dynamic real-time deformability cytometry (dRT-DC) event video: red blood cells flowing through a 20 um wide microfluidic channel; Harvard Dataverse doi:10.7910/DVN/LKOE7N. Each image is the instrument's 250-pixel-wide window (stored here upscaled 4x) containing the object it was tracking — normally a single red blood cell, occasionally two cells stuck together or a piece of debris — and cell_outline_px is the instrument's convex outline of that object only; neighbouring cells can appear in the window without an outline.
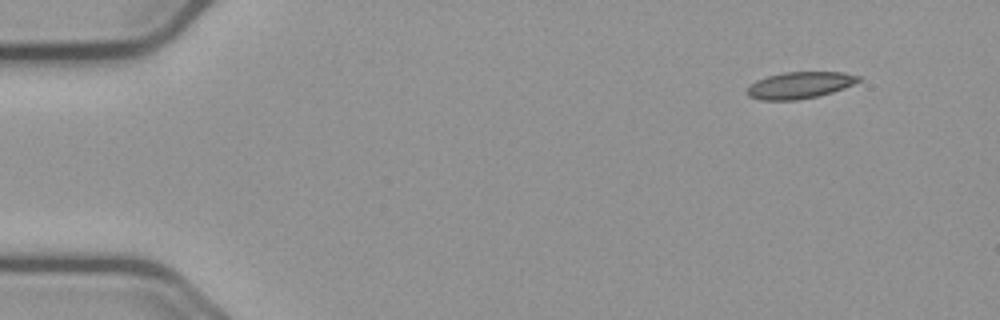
{"species": "common noctule bat (a hibernating species)", "species_latin": "Nyctalus noctula", "temperature_condition": "cold", "stored_images_in_passage": 52, "camera_frame_rate_fps": 3000, "um_per_image_px": 0.085, "animal": {"sex": "male", "body_mass_g": 23.1, "forearm_length_mm": 52.7}, "frame": {"image": 1, "passage_image": 1, "time_ms": 0.0, "image_size_px": [1000, 320], "cell_outline_px": [[860, 80], [844, 88], [832, 92], [816, 96], [796, 100], [760, 100], [748, 96], [748, 88], [756, 80], [768, 76], [784, 72], [844, 72], [860, 76]], "centroid_in_image_um": [67.98, 7.24], "position_along_channel_um": 17.0, "area_um2": 17.11}}
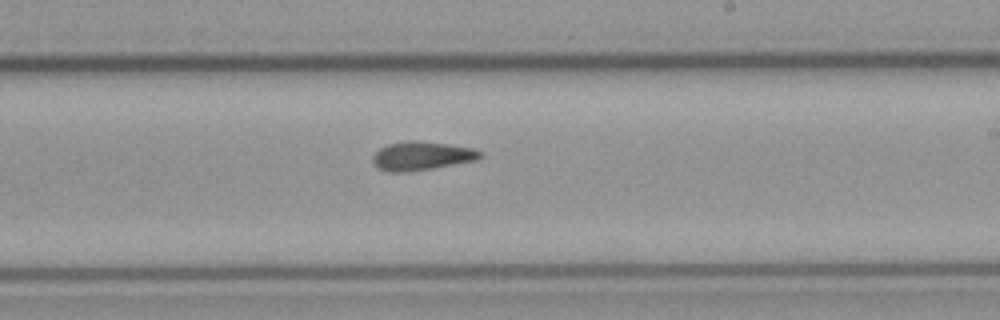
{"frame": {"image": 2, "passage_image": 29, "time_ms": 9.333, "image_size_px": [1000, 320], "cell_outline_px": [[484, 156], [476, 160], [432, 168], [408, 172], [388, 172], [376, 168], [372, 160], [372, 156], [380, 148], [388, 144], [408, 140], [416, 140], [448, 144], [472, 148], [484, 152]], "centroid_in_image_um": [35.83, 13.25], "position_along_channel_um": 253.2, "area_um2": 18.09}}
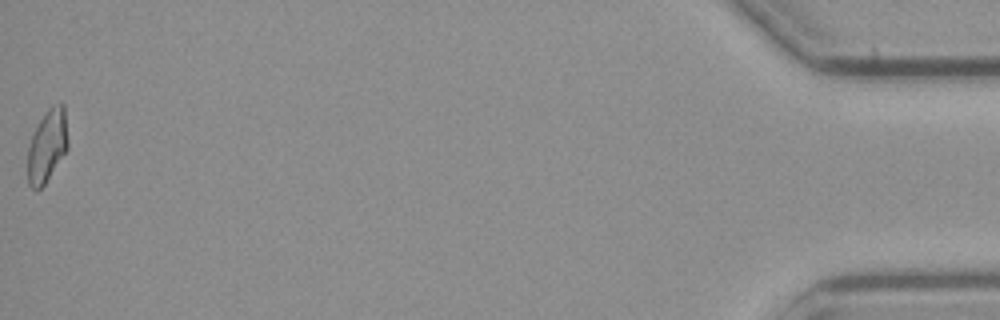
{"frame": {"image": 3, "passage_image": 52, "time_ms": 17.0, "image_size_px": [1000, 320], "cell_outline_px": [[68, 148], [44, 184], [36, 192], [28, 184], [28, 148], [32, 136], [40, 120], [48, 108], [52, 104], [64, 104], [68, 140]], "centroid_in_image_um": [4.01, 12.39], "position_along_channel_um": 431.2, "area_um2": 16.82}, "authors_computed_cell_mechanics": {"area_um2": 17.7446, "velocity_mm_per_s": 3.6588, "shape_relaxation_time_tau1_ms": null, "shape_relaxation_time_tau2_ms": 6.3125, "deformation_change_tau1": null, "deformation_change_tau2": 0.1456}}